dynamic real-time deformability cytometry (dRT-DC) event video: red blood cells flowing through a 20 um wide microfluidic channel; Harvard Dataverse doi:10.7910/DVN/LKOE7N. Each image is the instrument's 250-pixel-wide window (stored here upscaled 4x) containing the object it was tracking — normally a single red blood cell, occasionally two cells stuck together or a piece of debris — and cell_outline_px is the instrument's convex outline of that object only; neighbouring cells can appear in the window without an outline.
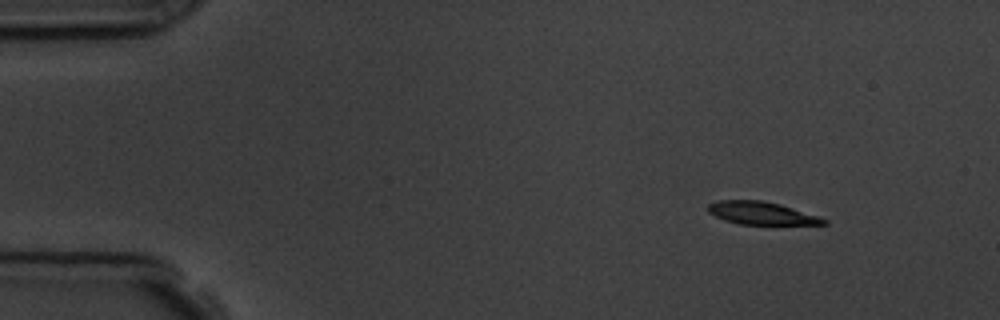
{"species": "common noctule bat (a hibernating species)", "species_latin": "Nyctalus noctula", "temperature_condition": "room temperature", "stored_images_in_passage": 4, "camera_frame_rate_fps": 3000, "um_per_image_px": 0.085, "animal": {"sex": "male", "body_mass_g": 19.5, "forearm_length_mm": 54.6}, "frame": {"image": 1, "passage_image": 1, "time_ms": 0.0, "image_size_px": [1000, 320], "cell_outline_px": [[828, 224], [740, 224], [724, 220], [708, 212], [708, 204], [720, 200], [760, 200], [780, 204], [820, 216], [828, 220]], "centroid_in_image_um": [64.75, 18.11], "position_along_channel_um": 20.3, "area_um2": 15.26}}
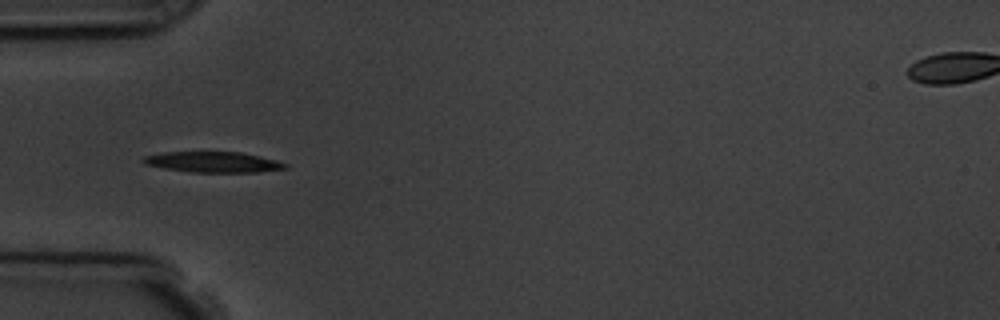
{"frame": {"image": 2, "passage_image": 4, "time_ms": 3.667, "image_size_px": [1000, 320], "cell_outline_px": [[288, 168], [256, 172], [192, 172], [164, 168], [144, 164], [140, 160], [144, 156], [164, 152], [240, 152], [276, 160], [288, 164]], "centroid_in_image_um": [18.09, 13.77], "position_along_channel_um": 66.9, "area_um2": 16.99}}